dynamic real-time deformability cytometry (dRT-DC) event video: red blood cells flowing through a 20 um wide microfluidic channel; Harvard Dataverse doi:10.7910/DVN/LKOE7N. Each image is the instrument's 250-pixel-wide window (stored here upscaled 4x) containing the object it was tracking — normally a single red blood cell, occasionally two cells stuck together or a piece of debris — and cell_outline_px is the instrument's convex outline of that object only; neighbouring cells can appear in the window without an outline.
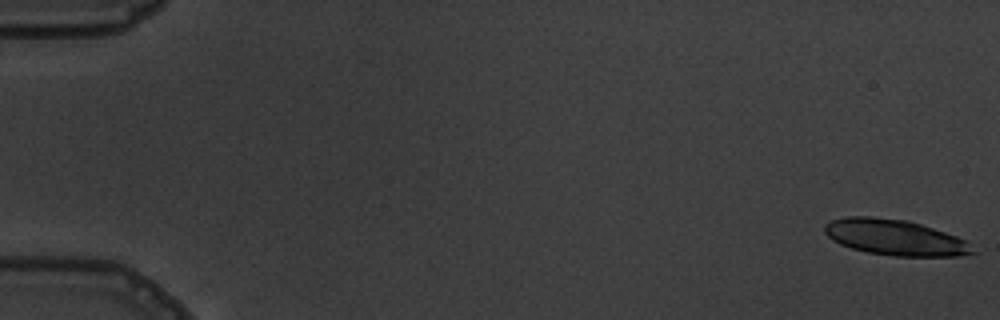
{"species": "common noctule bat (a hibernating species)", "species_latin": "Nyctalus noctula", "temperature_condition": "warm", "stored_images_in_passage": 6, "camera_frame_rate_fps": 3000, "um_per_image_px": 0.085, "animal": {"sex": "male", "body_mass_g": 19.5, "forearm_length_mm": 54.6}, "frame": {"image": 1, "passage_image": 1, "time_ms": 0.0, "image_size_px": [1000, 320], "cell_outline_px": [[976, 252], [960, 256], [896, 256], [868, 252], [852, 248], [840, 244], [832, 240], [824, 232], [824, 224], [832, 220], [844, 216], [872, 216], [908, 220], [956, 236], [964, 240]], "centroid_in_image_um": [76.02, 20.17], "position_along_channel_um": 9.0, "area_um2": 30.69}}